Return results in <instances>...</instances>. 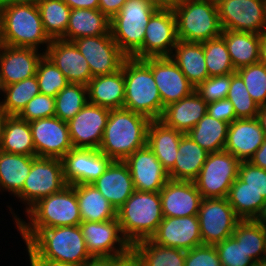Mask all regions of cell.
Returning a JSON list of instances; mask_svg holds the SVG:
<instances>
[{
  "instance_id": "1",
  "label": "cell",
  "mask_w": 266,
  "mask_h": 266,
  "mask_svg": "<svg viewBox=\"0 0 266 266\" xmlns=\"http://www.w3.org/2000/svg\"><path fill=\"white\" fill-rule=\"evenodd\" d=\"M17 231L39 258L74 265H85L92 258L79 225Z\"/></svg>"
},
{
  "instance_id": "2",
  "label": "cell",
  "mask_w": 266,
  "mask_h": 266,
  "mask_svg": "<svg viewBox=\"0 0 266 266\" xmlns=\"http://www.w3.org/2000/svg\"><path fill=\"white\" fill-rule=\"evenodd\" d=\"M151 120L124 108L110 109L99 150L113 161H124L147 145Z\"/></svg>"
},
{
  "instance_id": "3",
  "label": "cell",
  "mask_w": 266,
  "mask_h": 266,
  "mask_svg": "<svg viewBox=\"0 0 266 266\" xmlns=\"http://www.w3.org/2000/svg\"><path fill=\"white\" fill-rule=\"evenodd\" d=\"M17 229H47L52 227L78 226L80 210L73 185H67L59 192L39 199L25 214L28 222L16 215L11 207Z\"/></svg>"
},
{
  "instance_id": "4",
  "label": "cell",
  "mask_w": 266,
  "mask_h": 266,
  "mask_svg": "<svg viewBox=\"0 0 266 266\" xmlns=\"http://www.w3.org/2000/svg\"><path fill=\"white\" fill-rule=\"evenodd\" d=\"M125 79L123 108L150 120L161 118L164 106L150 66L143 60L127 57L122 65Z\"/></svg>"
},
{
  "instance_id": "5",
  "label": "cell",
  "mask_w": 266,
  "mask_h": 266,
  "mask_svg": "<svg viewBox=\"0 0 266 266\" xmlns=\"http://www.w3.org/2000/svg\"><path fill=\"white\" fill-rule=\"evenodd\" d=\"M159 192L137 191L117 209V219L124 238L132 246L150 239L163 220Z\"/></svg>"
},
{
  "instance_id": "6",
  "label": "cell",
  "mask_w": 266,
  "mask_h": 266,
  "mask_svg": "<svg viewBox=\"0 0 266 266\" xmlns=\"http://www.w3.org/2000/svg\"><path fill=\"white\" fill-rule=\"evenodd\" d=\"M173 12L178 40L203 43L222 34L216 1L183 0Z\"/></svg>"
},
{
  "instance_id": "7",
  "label": "cell",
  "mask_w": 266,
  "mask_h": 266,
  "mask_svg": "<svg viewBox=\"0 0 266 266\" xmlns=\"http://www.w3.org/2000/svg\"><path fill=\"white\" fill-rule=\"evenodd\" d=\"M158 9L151 0H126L110 20L112 38L127 57L142 48L146 26Z\"/></svg>"
},
{
  "instance_id": "8",
  "label": "cell",
  "mask_w": 266,
  "mask_h": 266,
  "mask_svg": "<svg viewBox=\"0 0 266 266\" xmlns=\"http://www.w3.org/2000/svg\"><path fill=\"white\" fill-rule=\"evenodd\" d=\"M5 45L30 47L46 52L52 41L44 30L37 5H4ZM45 45V46H44Z\"/></svg>"
},
{
  "instance_id": "9",
  "label": "cell",
  "mask_w": 266,
  "mask_h": 266,
  "mask_svg": "<svg viewBox=\"0 0 266 266\" xmlns=\"http://www.w3.org/2000/svg\"><path fill=\"white\" fill-rule=\"evenodd\" d=\"M67 183L60 158L34 157L22 190L16 195L25 204V212L39 199L62 190Z\"/></svg>"
},
{
  "instance_id": "10",
  "label": "cell",
  "mask_w": 266,
  "mask_h": 266,
  "mask_svg": "<svg viewBox=\"0 0 266 266\" xmlns=\"http://www.w3.org/2000/svg\"><path fill=\"white\" fill-rule=\"evenodd\" d=\"M240 164L239 159L225 150L209 153L194 181L202 198H227L238 178Z\"/></svg>"
},
{
  "instance_id": "11",
  "label": "cell",
  "mask_w": 266,
  "mask_h": 266,
  "mask_svg": "<svg viewBox=\"0 0 266 266\" xmlns=\"http://www.w3.org/2000/svg\"><path fill=\"white\" fill-rule=\"evenodd\" d=\"M198 219L204 245H216L232 236L241 220L227 198H203Z\"/></svg>"
},
{
  "instance_id": "12",
  "label": "cell",
  "mask_w": 266,
  "mask_h": 266,
  "mask_svg": "<svg viewBox=\"0 0 266 266\" xmlns=\"http://www.w3.org/2000/svg\"><path fill=\"white\" fill-rule=\"evenodd\" d=\"M223 30L266 32V0H217Z\"/></svg>"
},
{
  "instance_id": "13",
  "label": "cell",
  "mask_w": 266,
  "mask_h": 266,
  "mask_svg": "<svg viewBox=\"0 0 266 266\" xmlns=\"http://www.w3.org/2000/svg\"><path fill=\"white\" fill-rule=\"evenodd\" d=\"M177 42L176 17L173 9L159 8L149 19L143 46L133 58L170 57Z\"/></svg>"
},
{
  "instance_id": "14",
  "label": "cell",
  "mask_w": 266,
  "mask_h": 266,
  "mask_svg": "<svg viewBox=\"0 0 266 266\" xmlns=\"http://www.w3.org/2000/svg\"><path fill=\"white\" fill-rule=\"evenodd\" d=\"M72 42L88 62L93 77L120 70L127 58L113 40L111 32L106 35L78 38Z\"/></svg>"
},
{
  "instance_id": "15",
  "label": "cell",
  "mask_w": 266,
  "mask_h": 266,
  "mask_svg": "<svg viewBox=\"0 0 266 266\" xmlns=\"http://www.w3.org/2000/svg\"><path fill=\"white\" fill-rule=\"evenodd\" d=\"M67 185L91 184L113 161L99 149L73 148L62 158Z\"/></svg>"
},
{
  "instance_id": "16",
  "label": "cell",
  "mask_w": 266,
  "mask_h": 266,
  "mask_svg": "<svg viewBox=\"0 0 266 266\" xmlns=\"http://www.w3.org/2000/svg\"><path fill=\"white\" fill-rule=\"evenodd\" d=\"M79 226L92 257L121 255L132 247L122 235L117 218L104 222H81Z\"/></svg>"
},
{
  "instance_id": "17",
  "label": "cell",
  "mask_w": 266,
  "mask_h": 266,
  "mask_svg": "<svg viewBox=\"0 0 266 266\" xmlns=\"http://www.w3.org/2000/svg\"><path fill=\"white\" fill-rule=\"evenodd\" d=\"M36 157L62 158L73 149L68 124L52 116L29 122Z\"/></svg>"
},
{
  "instance_id": "18",
  "label": "cell",
  "mask_w": 266,
  "mask_h": 266,
  "mask_svg": "<svg viewBox=\"0 0 266 266\" xmlns=\"http://www.w3.org/2000/svg\"><path fill=\"white\" fill-rule=\"evenodd\" d=\"M110 109L87 103L67 122L74 148L98 149Z\"/></svg>"
},
{
  "instance_id": "19",
  "label": "cell",
  "mask_w": 266,
  "mask_h": 266,
  "mask_svg": "<svg viewBox=\"0 0 266 266\" xmlns=\"http://www.w3.org/2000/svg\"><path fill=\"white\" fill-rule=\"evenodd\" d=\"M151 68L164 107L190 95L195 87L170 57L143 59Z\"/></svg>"
},
{
  "instance_id": "20",
  "label": "cell",
  "mask_w": 266,
  "mask_h": 266,
  "mask_svg": "<svg viewBox=\"0 0 266 266\" xmlns=\"http://www.w3.org/2000/svg\"><path fill=\"white\" fill-rule=\"evenodd\" d=\"M150 240L157 245L184 251L203 245L198 215L164 217Z\"/></svg>"
},
{
  "instance_id": "21",
  "label": "cell",
  "mask_w": 266,
  "mask_h": 266,
  "mask_svg": "<svg viewBox=\"0 0 266 266\" xmlns=\"http://www.w3.org/2000/svg\"><path fill=\"white\" fill-rule=\"evenodd\" d=\"M124 162L137 191L159 192L170 179L167 170L147 145L137 149Z\"/></svg>"
},
{
  "instance_id": "22",
  "label": "cell",
  "mask_w": 266,
  "mask_h": 266,
  "mask_svg": "<svg viewBox=\"0 0 266 266\" xmlns=\"http://www.w3.org/2000/svg\"><path fill=\"white\" fill-rule=\"evenodd\" d=\"M163 217L198 215L202 195L192 181L169 179L159 191Z\"/></svg>"
},
{
  "instance_id": "23",
  "label": "cell",
  "mask_w": 266,
  "mask_h": 266,
  "mask_svg": "<svg viewBox=\"0 0 266 266\" xmlns=\"http://www.w3.org/2000/svg\"><path fill=\"white\" fill-rule=\"evenodd\" d=\"M44 54L58 67L69 83L87 86L93 78L88 62L71 41L54 39Z\"/></svg>"
},
{
  "instance_id": "24",
  "label": "cell",
  "mask_w": 266,
  "mask_h": 266,
  "mask_svg": "<svg viewBox=\"0 0 266 266\" xmlns=\"http://www.w3.org/2000/svg\"><path fill=\"white\" fill-rule=\"evenodd\" d=\"M30 47L4 45L0 48V73L4 86L36 75L39 60L44 53Z\"/></svg>"
},
{
  "instance_id": "25",
  "label": "cell",
  "mask_w": 266,
  "mask_h": 266,
  "mask_svg": "<svg viewBox=\"0 0 266 266\" xmlns=\"http://www.w3.org/2000/svg\"><path fill=\"white\" fill-rule=\"evenodd\" d=\"M258 118L236 119L229 124L224 150L242 161H249L265 140Z\"/></svg>"
},
{
  "instance_id": "26",
  "label": "cell",
  "mask_w": 266,
  "mask_h": 266,
  "mask_svg": "<svg viewBox=\"0 0 266 266\" xmlns=\"http://www.w3.org/2000/svg\"><path fill=\"white\" fill-rule=\"evenodd\" d=\"M91 184L101 192L116 210L135 191L130 170L124 161H112L105 172Z\"/></svg>"
},
{
  "instance_id": "27",
  "label": "cell",
  "mask_w": 266,
  "mask_h": 266,
  "mask_svg": "<svg viewBox=\"0 0 266 266\" xmlns=\"http://www.w3.org/2000/svg\"><path fill=\"white\" fill-rule=\"evenodd\" d=\"M207 114V102L194 90L164 108L159 119L166 126L187 134Z\"/></svg>"
},
{
  "instance_id": "28",
  "label": "cell",
  "mask_w": 266,
  "mask_h": 266,
  "mask_svg": "<svg viewBox=\"0 0 266 266\" xmlns=\"http://www.w3.org/2000/svg\"><path fill=\"white\" fill-rule=\"evenodd\" d=\"M87 89L88 103L108 109L123 108L125 79L122 68L111 74L94 76Z\"/></svg>"
},
{
  "instance_id": "29",
  "label": "cell",
  "mask_w": 266,
  "mask_h": 266,
  "mask_svg": "<svg viewBox=\"0 0 266 266\" xmlns=\"http://www.w3.org/2000/svg\"><path fill=\"white\" fill-rule=\"evenodd\" d=\"M209 153L183 134L178 147L174 166L168 171L169 178L177 181L194 182L204 165Z\"/></svg>"
},
{
  "instance_id": "30",
  "label": "cell",
  "mask_w": 266,
  "mask_h": 266,
  "mask_svg": "<svg viewBox=\"0 0 266 266\" xmlns=\"http://www.w3.org/2000/svg\"><path fill=\"white\" fill-rule=\"evenodd\" d=\"M183 133L166 126L162 121L151 120L147 131V146L167 170L174 166Z\"/></svg>"
},
{
  "instance_id": "31",
  "label": "cell",
  "mask_w": 266,
  "mask_h": 266,
  "mask_svg": "<svg viewBox=\"0 0 266 266\" xmlns=\"http://www.w3.org/2000/svg\"><path fill=\"white\" fill-rule=\"evenodd\" d=\"M170 58L195 88L209 77L203 43L178 40Z\"/></svg>"
},
{
  "instance_id": "32",
  "label": "cell",
  "mask_w": 266,
  "mask_h": 266,
  "mask_svg": "<svg viewBox=\"0 0 266 266\" xmlns=\"http://www.w3.org/2000/svg\"><path fill=\"white\" fill-rule=\"evenodd\" d=\"M110 33V19L99 9H71L66 33L62 40L106 35Z\"/></svg>"
},
{
  "instance_id": "33",
  "label": "cell",
  "mask_w": 266,
  "mask_h": 266,
  "mask_svg": "<svg viewBox=\"0 0 266 266\" xmlns=\"http://www.w3.org/2000/svg\"><path fill=\"white\" fill-rule=\"evenodd\" d=\"M82 222H104L117 218V210L92 184L73 185Z\"/></svg>"
},
{
  "instance_id": "34",
  "label": "cell",
  "mask_w": 266,
  "mask_h": 266,
  "mask_svg": "<svg viewBox=\"0 0 266 266\" xmlns=\"http://www.w3.org/2000/svg\"><path fill=\"white\" fill-rule=\"evenodd\" d=\"M34 157L0 150V192L15 197L22 190Z\"/></svg>"
},
{
  "instance_id": "35",
  "label": "cell",
  "mask_w": 266,
  "mask_h": 266,
  "mask_svg": "<svg viewBox=\"0 0 266 266\" xmlns=\"http://www.w3.org/2000/svg\"><path fill=\"white\" fill-rule=\"evenodd\" d=\"M221 36L235 70L259 62L260 34L223 30Z\"/></svg>"
},
{
  "instance_id": "36",
  "label": "cell",
  "mask_w": 266,
  "mask_h": 266,
  "mask_svg": "<svg viewBox=\"0 0 266 266\" xmlns=\"http://www.w3.org/2000/svg\"><path fill=\"white\" fill-rule=\"evenodd\" d=\"M0 150L7 153L35 156V146L28 121L7 116Z\"/></svg>"
},
{
  "instance_id": "37",
  "label": "cell",
  "mask_w": 266,
  "mask_h": 266,
  "mask_svg": "<svg viewBox=\"0 0 266 266\" xmlns=\"http://www.w3.org/2000/svg\"><path fill=\"white\" fill-rule=\"evenodd\" d=\"M229 123L217 120L208 113L187 133V135L208 153L224 150Z\"/></svg>"
},
{
  "instance_id": "38",
  "label": "cell",
  "mask_w": 266,
  "mask_h": 266,
  "mask_svg": "<svg viewBox=\"0 0 266 266\" xmlns=\"http://www.w3.org/2000/svg\"><path fill=\"white\" fill-rule=\"evenodd\" d=\"M132 248L140 256L143 266H184L186 251L157 245L150 239L135 242Z\"/></svg>"
},
{
  "instance_id": "39",
  "label": "cell",
  "mask_w": 266,
  "mask_h": 266,
  "mask_svg": "<svg viewBox=\"0 0 266 266\" xmlns=\"http://www.w3.org/2000/svg\"><path fill=\"white\" fill-rule=\"evenodd\" d=\"M37 6L48 37L51 40L62 39L67 30L71 8L63 0H40Z\"/></svg>"
},
{
  "instance_id": "40",
  "label": "cell",
  "mask_w": 266,
  "mask_h": 266,
  "mask_svg": "<svg viewBox=\"0 0 266 266\" xmlns=\"http://www.w3.org/2000/svg\"><path fill=\"white\" fill-rule=\"evenodd\" d=\"M40 93L36 75L4 86L0 110L7 116H18L26 104Z\"/></svg>"
},
{
  "instance_id": "41",
  "label": "cell",
  "mask_w": 266,
  "mask_h": 266,
  "mask_svg": "<svg viewBox=\"0 0 266 266\" xmlns=\"http://www.w3.org/2000/svg\"><path fill=\"white\" fill-rule=\"evenodd\" d=\"M227 199L241 220L254 219L261 206L266 202L262 195L247 187L239 177L230 187Z\"/></svg>"
},
{
  "instance_id": "42",
  "label": "cell",
  "mask_w": 266,
  "mask_h": 266,
  "mask_svg": "<svg viewBox=\"0 0 266 266\" xmlns=\"http://www.w3.org/2000/svg\"><path fill=\"white\" fill-rule=\"evenodd\" d=\"M232 237L236 241H241L247 257L254 262L266 257L264 228L253 219L240 220Z\"/></svg>"
},
{
  "instance_id": "43",
  "label": "cell",
  "mask_w": 266,
  "mask_h": 266,
  "mask_svg": "<svg viewBox=\"0 0 266 266\" xmlns=\"http://www.w3.org/2000/svg\"><path fill=\"white\" fill-rule=\"evenodd\" d=\"M88 103L86 85L69 83L55 96V117L71 120Z\"/></svg>"
},
{
  "instance_id": "44",
  "label": "cell",
  "mask_w": 266,
  "mask_h": 266,
  "mask_svg": "<svg viewBox=\"0 0 266 266\" xmlns=\"http://www.w3.org/2000/svg\"><path fill=\"white\" fill-rule=\"evenodd\" d=\"M205 62L209 77L235 73L224 38H213L203 42Z\"/></svg>"
},
{
  "instance_id": "45",
  "label": "cell",
  "mask_w": 266,
  "mask_h": 266,
  "mask_svg": "<svg viewBox=\"0 0 266 266\" xmlns=\"http://www.w3.org/2000/svg\"><path fill=\"white\" fill-rule=\"evenodd\" d=\"M227 99L233 104L237 119L257 117L260 106L251 98L237 72L231 73Z\"/></svg>"
},
{
  "instance_id": "46",
  "label": "cell",
  "mask_w": 266,
  "mask_h": 266,
  "mask_svg": "<svg viewBox=\"0 0 266 266\" xmlns=\"http://www.w3.org/2000/svg\"><path fill=\"white\" fill-rule=\"evenodd\" d=\"M40 93L55 97L69 82L58 67L44 54L36 69Z\"/></svg>"
},
{
  "instance_id": "47",
  "label": "cell",
  "mask_w": 266,
  "mask_h": 266,
  "mask_svg": "<svg viewBox=\"0 0 266 266\" xmlns=\"http://www.w3.org/2000/svg\"><path fill=\"white\" fill-rule=\"evenodd\" d=\"M241 76L251 98L259 105H266V66L256 63L236 70Z\"/></svg>"
},
{
  "instance_id": "48",
  "label": "cell",
  "mask_w": 266,
  "mask_h": 266,
  "mask_svg": "<svg viewBox=\"0 0 266 266\" xmlns=\"http://www.w3.org/2000/svg\"><path fill=\"white\" fill-rule=\"evenodd\" d=\"M222 266H253L254 261L247 257L241 241L232 236L215 245Z\"/></svg>"
},
{
  "instance_id": "49",
  "label": "cell",
  "mask_w": 266,
  "mask_h": 266,
  "mask_svg": "<svg viewBox=\"0 0 266 266\" xmlns=\"http://www.w3.org/2000/svg\"><path fill=\"white\" fill-rule=\"evenodd\" d=\"M52 116H55V97L42 93L33 97L18 115L28 122Z\"/></svg>"
},
{
  "instance_id": "50",
  "label": "cell",
  "mask_w": 266,
  "mask_h": 266,
  "mask_svg": "<svg viewBox=\"0 0 266 266\" xmlns=\"http://www.w3.org/2000/svg\"><path fill=\"white\" fill-rule=\"evenodd\" d=\"M231 82V74L208 77L200 83L195 91L207 102L226 99Z\"/></svg>"
},
{
  "instance_id": "51",
  "label": "cell",
  "mask_w": 266,
  "mask_h": 266,
  "mask_svg": "<svg viewBox=\"0 0 266 266\" xmlns=\"http://www.w3.org/2000/svg\"><path fill=\"white\" fill-rule=\"evenodd\" d=\"M238 177L246 183V186L262 195L266 200V170L242 161L239 166Z\"/></svg>"
},
{
  "instance_id": "52",
  "label": "cell",
  "mask_w": 266,
  "mask_h": 266,
  "mask_svg": "<svg viewBox=\"0 0 266 266\" xmlns=\"http://www.w3.org/2000/svg\"><path fill=\"white\" fill-rule=\"evenodd\" d=\"M184 266H222L215 245H200L186 251Z\"/></svg>"
},
{
  "instance_id": "53",
  "label": "cell",
  "mask_w": 266,
  "mask_h": 266,
  "mask_svg": "<svg viewBox=\"0 0 266 266\" xmlns=\"http://www.w3.org/2000/svg\"><path fill=\"white\" fill-rule=\"evenodd\" d=\"M207 113L211 117L229 124L237 119L234 106L227 98L207 103Z\"/></svg>"
},
{
  "instance_id": "54",
  "label": "cell",
  "mask_w": 266,
  "mask_h": 266,
  "mask_svg": "<svg viewBox=\"0 0 266 266\" xmlns=\"http://www.w3.org/2000/svg\"><path fill=\"white\" fill-rule=\"evenodd\" d=\"M114 266H143L140 256L131 247L126 253L114 256Z\"/></svg>"
},
{
  "instance_id": "55",
  "label": "cell",
  "mask_w": 266,
  "mask_h": 266,
  "mask_svg": "<svg viewBox=\"0 0 266 266\" xmlns=\"http://www.w3.org/2000/svg\"><path fill=\"white\" fill-rule=\"evenodd\" d=\"M125 2L126 0H99L98 9L111 20Z\"/></svg>"
},
{
  "instance_id": "56",
  "label": "cell",
  "mask_w": 266,
  "mask_h": 266,
  "mask_svg": "<svg viewBox=\"0 0 266 266\" xmlns=\"http://www.w3.org/2000/svg\"><path fill=\"white\" fill-rule=\"evenodd\" d=\"M26 248L29 256L30 266H84V265H74L69 263H62L58 261L42 259L39 258L27 245Z\"/></svg>"
},
{
  "instance_id": "57",
  "label": "cell",
  "mask_w": 266,
  "mask_h": 266,
  "mask_svg": "<svg viewBox=\"0 0 266 266\" xmlns=\"http://www.w3.org/2000/svg\"><path fill=\"white\" fill-rule=\"evenodd\" d=\"M248 162L266 170V138Z\"/></svg>"
},
{
  "instance_id": "58",
  "label": "cell",
  "mask_w": 266,
  "mask_h": 266,
  "mask_svg": "<svg viewBox=\"0 0 266 266\" xmlns=\"http://www.w3.org/2000/svg\"><path fill=\"white\" fill-rule=\"evenodd\" d=\"M71 9H98L99 0H63Z\"/></svg>"
},
{
  "instance_id": "59",
  "label": "cell",
  "mask_w": 266,
  "mask_h": 266,
  "mask_svg": "<svg viewBox=\"0 0 266 266\" xmlns=\"http://www.w3.org/2000/svg\"><path fill=\"white\" fill-rule=\"evenodd\" d=\"M84 266H114V256L92 257Z\"/></svg>"
},
{
  "instance_id": "60",
  "label": "cell",
  "mask_w": 266,
  "mask_h": 266,
  "mask_svg": "<svg viewBox=\"0 0 266 266\" xmlns=\"http://www.w3.org/2000/svg\"><path fill=\"white\" fill-rule=\"evenodd\" d=\"M183 0H151V2L162 9H173L178 6Z\"/></svg>"
},
{
  "instance_id": "61",
  "label": "cell",
  "mask_w": 266,
  "mask_h": 266,
  "mask_svg": "<svg viewBox=\"0 0 266 266\" xmlns=\"http://www.w3.org/2000/svg\"><path fill=\"white\" fill-rule=\"evenodd\" d=\"M259 63L266 66V32L260 34Z\"/></svg>"
},
{
  "instance_id": "62",
  "label": "cell",
  "mask_w": 266,
  "mask_h": 266,
  "mask_svg": "<svg viewBox=\"0 0 266 266\" xmlns=\"http://www.w3.org/2000/svg\"><path fill=\"white\" fill-rule=\"evenodd\" d=\"M253 220L259 223L262 227H266V202L261 206L258 214Z\"/></svg>"
},
{
  "instance_id": "63",
  "label": "cell",
  "mask_w": 266,
  "mask_h": 266,
  "mask_svg": "<svg viewBox=\"0 0 266 266\" xmlns=\"http://www.w3.org/2000/svg\"><path fill=\"white\" fill-rule=\"evenodd\" d=\"M4 45V5L0 2V48Z\"/></svg>"
},
{
  "instance_id": "64",
  "label": "cell",
  "mask_w": 266,
  "mask_h": 266,
  "mask_svg": "<svg viewBox=\"0 0 266 266\" xmlns=\"http://www.w3.org/2000/svg\"><path fill=\"white\" fill-rule=\"evenodd\" d=\"M40 0H0L3 5H37Z\"/></svg>"
},
{
  "instance_id": "65",
  "label": "cell",
  "mask_w": 266,
  "mask_h": 266,
  "mask_svg": "<svg viewBox=\"0 0 266 266\" xmlns=\"http://www.w3.org/2000/svg\"><path fill=\"white\" fill-rule=\"evenodd\" d=\"M257 118L266 137V105L260 106Z\"/></svg>"
},
{
  "instance_id": "66",
  "label": "cell",
  "mask_w": 266,
  "mask_h": 266,
  "mask_svg": "<svg viewBox=\"0 0 266 266\" xmlns=\"http://www.w3.org/2000/svg\"><path fill=\"white\" fill-rule=\"evenodd\" d=\"M6 117H7V115L0 110V144L2 142Z\"/></svg>"
},
{
  "instance_id": "67",
  "label": "cell",
  "mask_w": 266,
  "mask_h": 266,
  "mask_svg": "<svg viewBox=\"0 0 266 266\" xmlns=\"http://www.w3.org/2000/svg\"><path fill=\"white\" fill-rule=\"evenodd\" d=\"M253 266H266V257L254 263Z\"/></svg>"
},
{
  "instance_id": "68",
  "label": "cell",
  "mask_w": 266,
  "mask_h": 266,
  "mask_svg": "<svg viewBox=\"0 0 266 266\" xmlns=\"http://www.w3.org/2000/svg\"><path fill=\"white\" fill-rule=\"evenodd\" d=\"M0 95L2 93H4V85H3V82H2V78H1V73H0ZM0 105H1V101H0Z\"/></svg>"
},
{
  "instance_id": "69",
  "label": "cell",
  "mask_w": 266,
  "mask_h": 266,
  "mask_svg": "<svg viewBox=\"0 0 266 266\" xmlns=\"http://www.w3.org/2000/svg\"><path fill=\"white\" fill-rule=\"evenodd\" d=\"M264 228V235H265V251H266V227H263Z\"/></svg>"
}]
</instances>
